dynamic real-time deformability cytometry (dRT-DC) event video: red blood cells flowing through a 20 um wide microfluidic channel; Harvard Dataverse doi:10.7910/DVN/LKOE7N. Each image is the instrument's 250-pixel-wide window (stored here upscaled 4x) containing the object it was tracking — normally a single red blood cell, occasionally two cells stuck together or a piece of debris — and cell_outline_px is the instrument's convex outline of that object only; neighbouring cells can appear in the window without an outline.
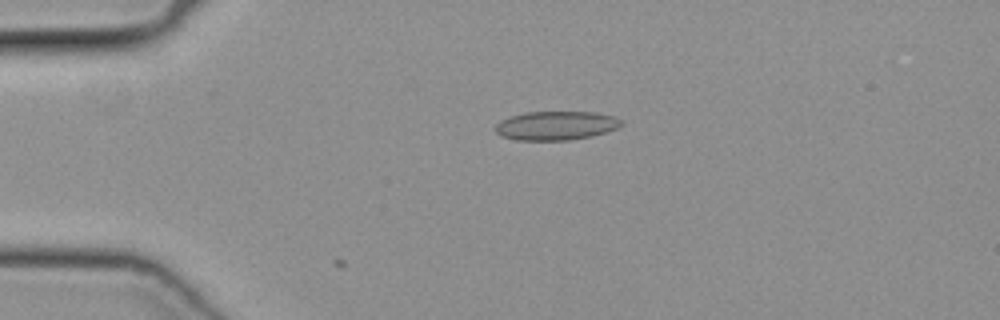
{"species": "common noctule bat (a hibernating species)", "species_latin": "Nyctalus noctula", "temperature_condition": "cold", "stored_images_in_passage": 12, "camera_frame_rate_fps": 3000, "um_per_image_px": 0.085, "animal": {"sex": "female", "body_mass_g": 19.3, "forearm_length_mm": 54.1}, "frame": {"image": 1, "passage_image": 12, "time_ms": 3.667, "image_size_px": [1000, 320], "cell_outline_px": [[624, 124], [620, 128], [592, 136], [568, 140], [516, 140], [500, 136], [496, 132], [496, 124], [500, 120], [508, 116], [524, 112], [596, 112], [616, 116], [624, 120]], "centroid_in_image_um": [47.3, 10.67], "position_along_channel_um": 37.7, "area_um2": 21.62}}